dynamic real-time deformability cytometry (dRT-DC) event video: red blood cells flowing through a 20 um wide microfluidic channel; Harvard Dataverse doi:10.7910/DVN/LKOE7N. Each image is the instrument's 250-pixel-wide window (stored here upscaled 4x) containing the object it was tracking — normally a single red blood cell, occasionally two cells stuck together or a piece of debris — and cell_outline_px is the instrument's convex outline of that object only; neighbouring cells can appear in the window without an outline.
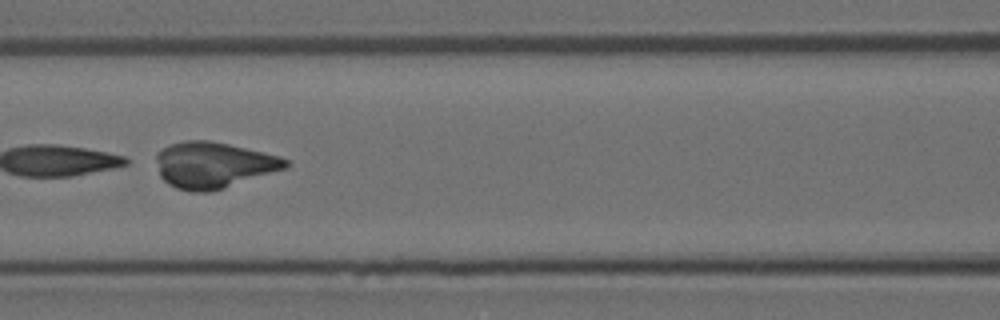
{"species": "Egyptian fruit bat (a non-hibernating species)", "species_latin": "Rousettus aegyptiacus", "temperature_condition": "room temperature", "stored_images_in_passage": 13, "camera_frame_rate_fps": 3000, "um_per_image_px": 0.085, "animal": {"sex": "female"}, "frame": {"image": 1, "passage_image": 6, "time_ms": 1.667, "image_size_px": [1000, 320], "cell_outline_px": [[292, 164], [288, 168], [224, 188], [208, 192], [192, 192], [176, 188], [168, 184], [160, 176], [156, 160], [156, 152], [168, 144], [184, 140], [208, 140], [228, 144], [280, 156], [288, 160]], "centroid_in_image_um": [18.14, 14.02], "position_along_channel_um": 148.5, "area_um2": 35.03}}
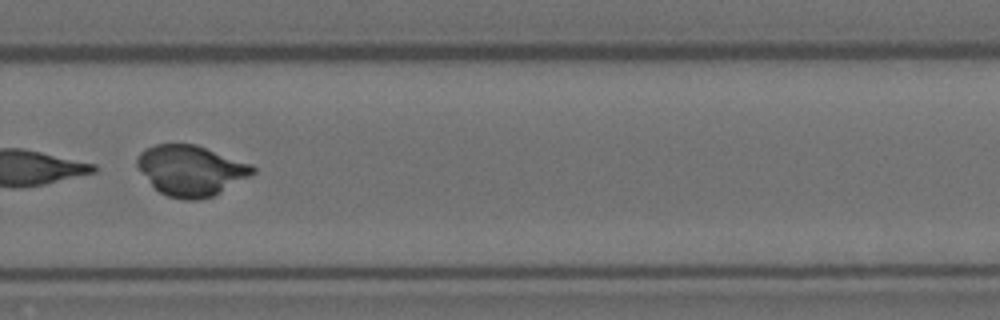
{"frame": {"image": 2, "passage_image": 10, "time_ms": 3.0, "image_size_px": [1000, 320], "cell_outline_px": [[256, 172], [212, 196], [200, 200], [184, 200], [168, 196], [160, 192], [140, 172], [136, 164], [136, 160], [140, 152], [144, 148], [156, 144], [196, 144], [252, 164], [256, 168]], "centroid_in_image_um": [16.21, 14.47], "position_along_channel_um": 313.6, "area_um2": 33.81}}
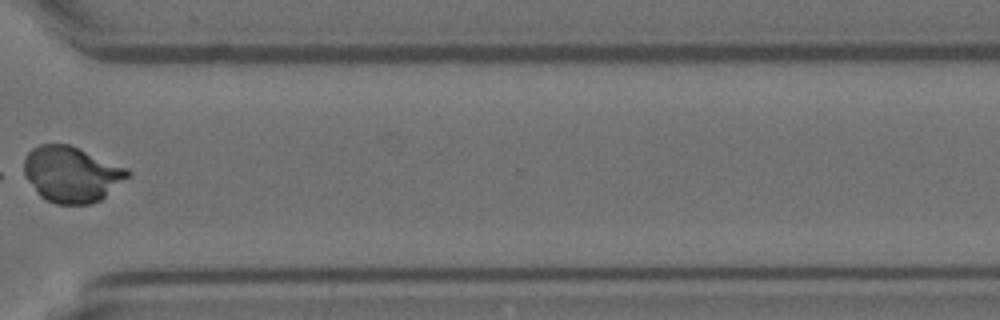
{"frame": {"image": 3, "passage_image": 11, "time_ms": 3.333, "image_size_px": [1000, 320], "cell_outline_px": [[132, 172], [128, 176], [100, 200], [92, 204], [56, 204], [40, 196], [36, 192], [24, 176], [24, 160], [28, 152], [32, 148], [40, 144], [68, 144], [80, 148], [128, 168]], "centroid_in_image_um": [6.06, 14.8], "position_along_channel_um": 364.5, "area_um2": 33.7}}